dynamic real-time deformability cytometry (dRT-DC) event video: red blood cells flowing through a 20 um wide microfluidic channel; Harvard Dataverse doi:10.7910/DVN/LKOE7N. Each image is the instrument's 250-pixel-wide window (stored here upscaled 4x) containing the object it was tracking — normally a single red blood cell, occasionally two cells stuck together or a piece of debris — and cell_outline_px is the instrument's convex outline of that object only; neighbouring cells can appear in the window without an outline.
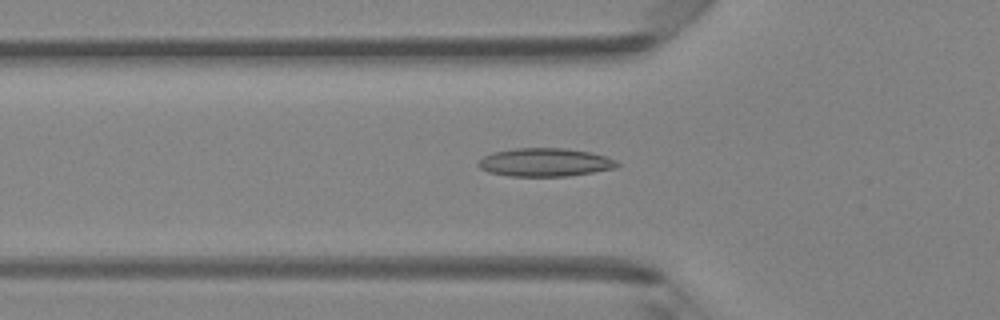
{"species": "Egyptian fruit bat (a non-hibernating species)", "species_latin": "Rousettus aegyptiacus", "temperature_condition": "room temperature", "stored_images_in_passage": 48, "camera_frame_rate_fps": 3000, "um_per_image_px": 0.085, "animal": {"sex": "female"}, "frame": {"image": 1, "passage_image": 16, "time_ms": 5.0, "image_size_px": [1000, 320], "cell_outline_px": [[620, 164], [616, 168], [568, 176], [508, 176], [488, 172], [480, 168], [476, 164], [484, 156], [492, 152], [516, 148], [564, 148], [592, 152], [616, 160]], "centroid_in_image_um": [46.31, 13.79], "position_along_channel_um": 79.5, "area_um2": 22.95}}
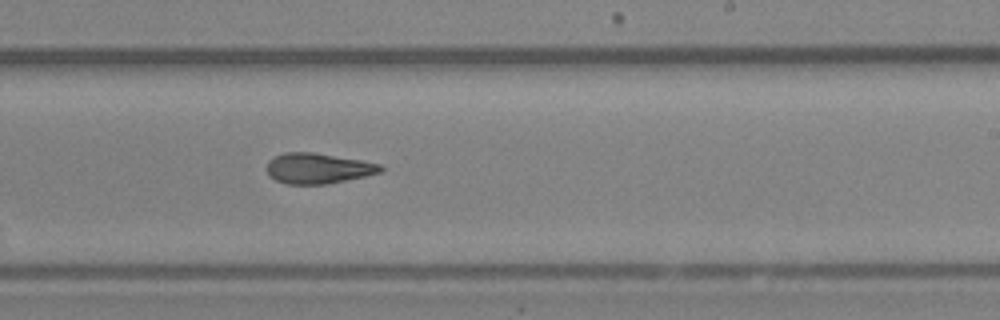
{"frame": {"image": 2, "passage_image": 29, "time_ms": 9.333, "image_size_px": [1000, 320], "cell_outline_px": [[384, 168], [380, 172], [364, 176], [324, 184], [288, 184], [276, 180], [268, 176], [268, 160], [272, 156], [284, 152], [312, 152], [360, 160], [380, 164]], "centroid_in_image_um": [26.98, 14.3], "position_along_channel_um": 262.0, "area_um2": 20.0}}
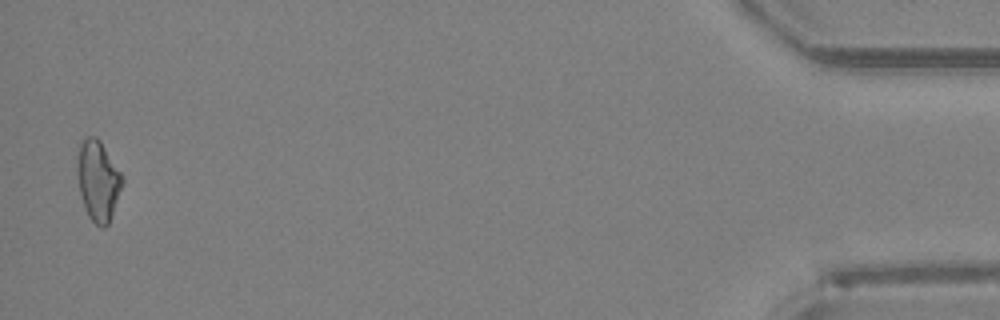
{"frame": {"image": 3, "passage_image": 47, "time_ms": 15.333, "image_size_px": [1000, 320], "cell_outline_px": [[124, 180], [108, 224], [104, 228], [100, 228], [88, 216], [80, 192], [76, 168], [80, 144], [84, 136], [96, 136], [100, 140], [120, 172]], "centroid_in_image_um": [8.32, 15.33], "position_along_channel_um": 426.9, "area_um2": 20.75}, "authors_computed_cell_mechanics": {"area_um2": 20.4901, "velocity_mm_per_s": 4.2172, "shape_relaxation_time_tau1_ms": null, "shape_relaxation_time_tau2_ms": 4.4455, "deformation_change_tau1": null, "deformation_change_tau2": 0.1399}}